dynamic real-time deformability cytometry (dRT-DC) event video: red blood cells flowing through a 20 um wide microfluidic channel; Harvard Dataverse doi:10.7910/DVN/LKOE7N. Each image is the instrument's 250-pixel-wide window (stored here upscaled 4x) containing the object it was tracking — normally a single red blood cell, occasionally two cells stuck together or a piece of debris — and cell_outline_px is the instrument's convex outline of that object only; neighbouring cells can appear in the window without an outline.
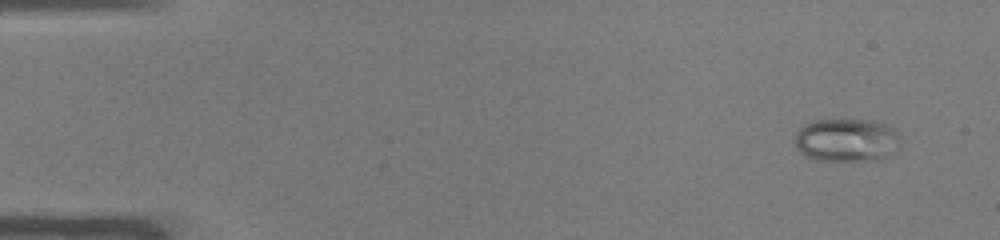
{"species": "common noctule bat (a hibernating species)", "species_latin": "Nyctalus noctula", "temperature_condition": "warm", "stored_images_in_passage": 50, "camera_frame_rate_fps": 3000, "um_per_image_px": 0.085, "animal": {"sex": "male", "body_mass_g": 19.0, "forearm_length_mm": 50.8}, "frame": {"image": 1, "passage_image": 2, "time_ms": 0.333, "image_size_px": [1000, 240], "cell_outline_px": [[896, 132], [888, 156], [880, 160], [816, 160], [800, 152], [796, 148], [792, 140], [796, 132], [804, 124], [812, 120], [872, 120], [884, 124], [892, 128]], "centroid_in_image_um": [71.79, 11.9], "position_along_channel_um": 13.2, "area_um2": 25.95}}
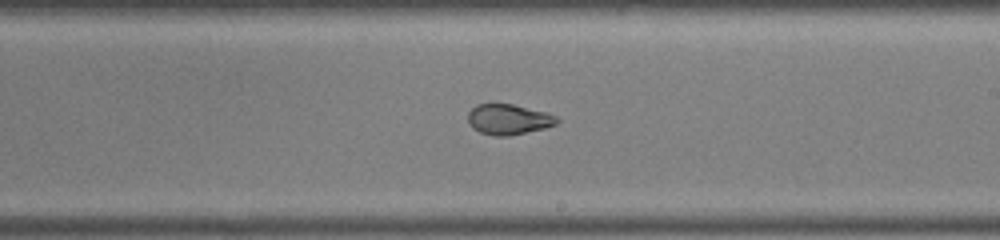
{"frame": {"image": 2, "passage_image": 29, "time_ms": 9.333, "image_size_px": [1000, 240], "cell_outline_px": [[560, 120], [556, 124], [544, 128], [508, 136], [496, 136], [480, 132], [472, 128], [468, 120], [468, 112], [476, 104], [512, 104], [548, 112], [556, 116]], "centroid_in_image_um": [43.23, 10.14], "position_along_channel_um": 245.8, "area_um2": 15.78}}
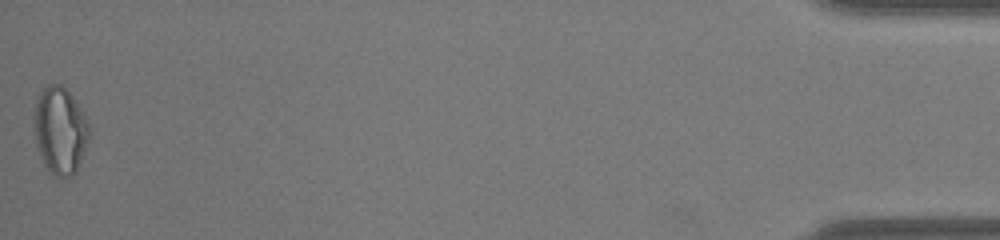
{"frame": {"image": 3, "passage_image": 50, "time_ms": 16.333, "image_size_px": [1000, 240], "cell_outline_px": [[88, 144], [76, 172], [72, 176], [56, 176], [40, 160], [36, 148], [32, 124], [32, 116], [36, 100], [40, 92], [48, 84], [60, 84], [76, 100], [88, 124]], "centroid_in_image_um": [5.05, 11.09], "position_along_channel_um": 430.1, "area_um2": 28.26}, "authors_computed_cell_mechanics": {"area_um2": 20.3167, "velocity_mm_per_s": 3.9492, "shape_relaxation_time_tau1_ms": null, "shape_relaxation_time_tau2_ms": 1.155, "deformation_change_tau1": null, "deformation_change_tau2": 0.0634}}